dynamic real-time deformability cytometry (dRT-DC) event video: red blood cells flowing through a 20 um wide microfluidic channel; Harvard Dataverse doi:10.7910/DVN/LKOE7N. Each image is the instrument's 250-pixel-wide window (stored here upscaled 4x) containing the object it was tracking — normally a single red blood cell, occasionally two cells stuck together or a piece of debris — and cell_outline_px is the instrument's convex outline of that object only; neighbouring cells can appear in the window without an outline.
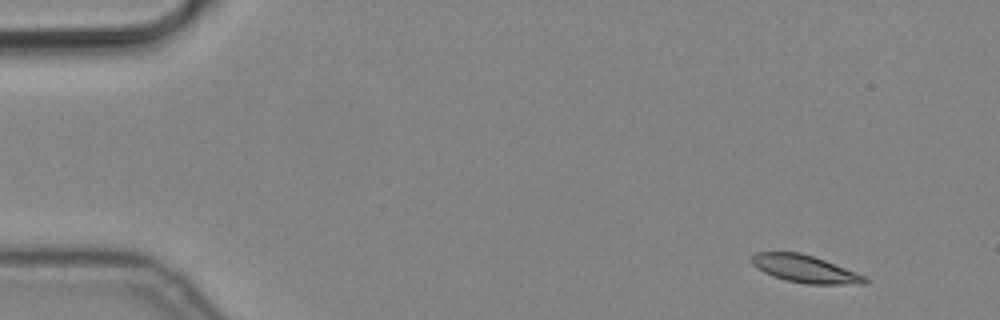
{"species": "common noctule bat (a hibernating species)", "species_latin": "Nyctalus noctula", "temperature_condition": "cold", "stored_images_in_passage": 4, "camera_frame_rate_fps": 3000, "um_per_image_px": 0.085, "animal": {"sex": "male", "body_mass_g": 19.2, "forearm_length_mm": 51.8}, "frame": {"image": 1, "passage_image": 1, "time_ms": 0.0, "image_size_px": [1000, 320], "cell_outline_px": [[868, 284], [804, 284], [784, 280], [772, 276], [756, 268], [752, 264], [752, 256], [756, 252], [800, 252], [824, 260], [856, 272], [864, 276], [868, 280]], "centroid_in_image_um": [68.41, 22.87], "position_along_channel_um": 16.6, "area_um2": 18.09}}